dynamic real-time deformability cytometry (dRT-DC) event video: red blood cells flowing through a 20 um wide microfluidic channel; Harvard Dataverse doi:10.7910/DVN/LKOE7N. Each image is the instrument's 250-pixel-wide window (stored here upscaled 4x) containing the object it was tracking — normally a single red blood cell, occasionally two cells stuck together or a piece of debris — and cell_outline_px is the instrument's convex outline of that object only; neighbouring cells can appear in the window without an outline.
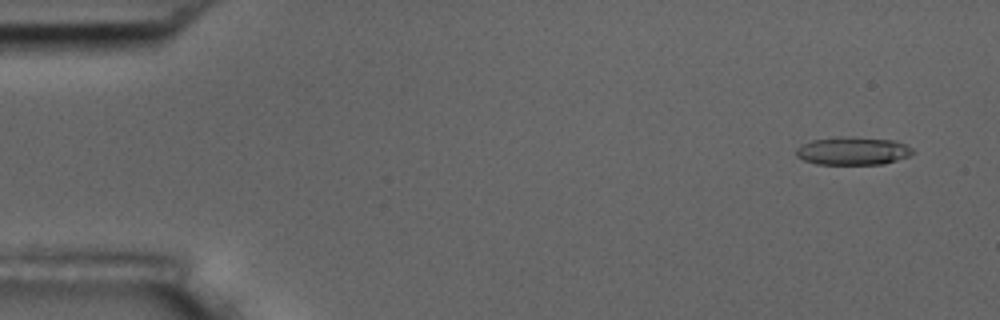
{"species": "common noctule bat (a hibernating species)", "species_latin": "Nyctalus noctula", "temperature_condition": "room temperature", "stored_images_in_passage": 58, "camera_frame_rate_fps": 3000, "um_per_image_px": 0.085, "animal": {"sex": "male", "body_mass_g": 17.5, "forearm_length_mm": 52.3}, "frame": {"image": 1, "passage_image": 4, "time_ms": 1.0, "image_size_px": [1000, 320], "cell_outline_px": [[916, 152], [908, 156], [884, 164], [816, 164], [804, 160], [796, 156], [796, 148], [800, 144], [812, 140], [836, 136], [852, 136], [896, 140], [912, 148]], "centroid_in_image_um": [72.48, 12.81], "position_along_channel_um": 12.5, "area_um2": 19.36}}
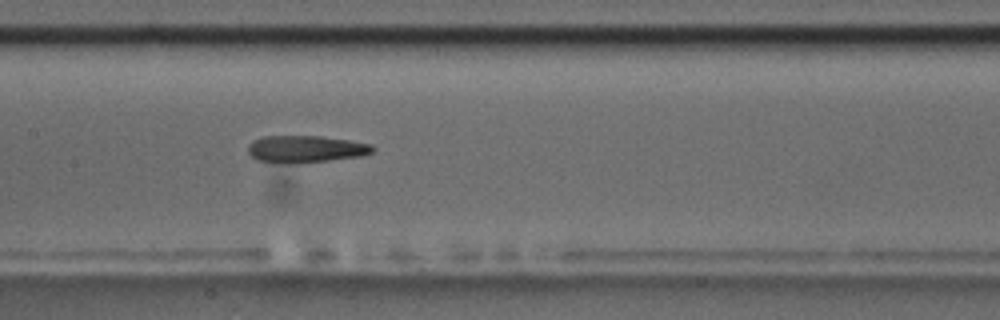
{"frame": {"image": 2, "passage_image": 28, "time_ms": 9.0, "image_size_px": [1000, 320], "cell_outline_px": [[376, 148], [372, 152], [364, 156], [328, 160], [288, 164], [256, 160], [248, 152], [248, 144], [252, 140], [264, 136], [320, 136], [348, 140], [372, 144]], "centroid_in_image_um": [25.98, 12.67], "position_along_channel_um": 181.4, "area_um2": 19.77}}
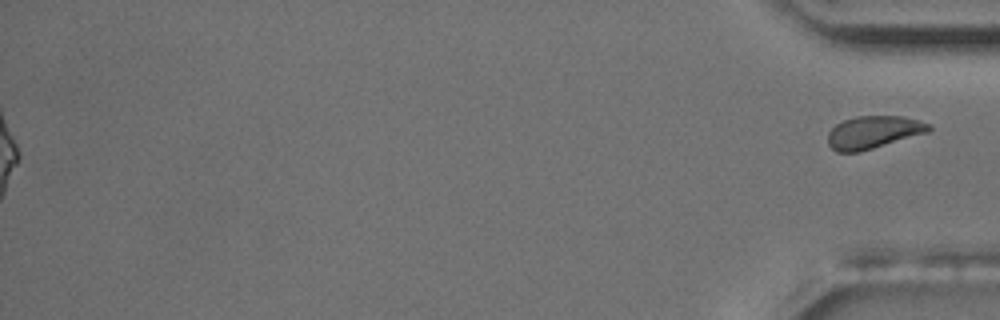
{"frame": {"image": 3, "passage_image": 58, "time_ms": 19.0, "image_size_px": [1000, 320], "cell_outline_px": [[932, 128], [928, 132], [860, 152], [836, 152], [828, 144], [828, 132], [836, 124], [844, 120], [856, 116], [904, 116], [920, 120], [932, 124]], "centroid_in_image_um": [74.25, 11.23], "position_along_channel_um": 360.9, "area_um2": 19.31}}